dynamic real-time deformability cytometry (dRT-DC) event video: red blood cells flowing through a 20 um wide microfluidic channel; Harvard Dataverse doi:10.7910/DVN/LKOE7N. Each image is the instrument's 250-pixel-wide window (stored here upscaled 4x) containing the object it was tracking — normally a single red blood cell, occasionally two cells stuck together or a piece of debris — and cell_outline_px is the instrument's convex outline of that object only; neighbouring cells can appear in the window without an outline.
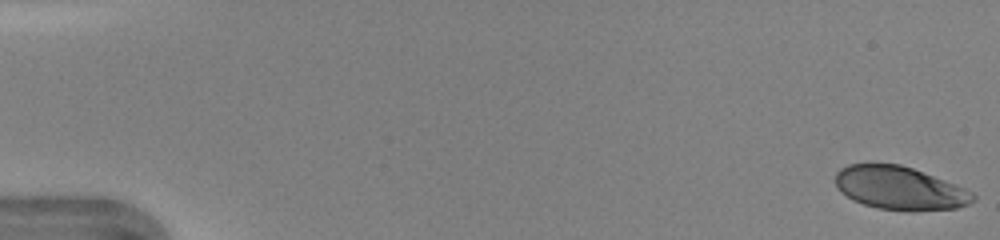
{"species": "human", "species_latin": "Homo sapiens", "temperature_condition": "warm", "stored_images_in_passage": 13, "camera_frame_rate_fps": 3000, "um_per_image_px": 0.085, "donor": {"sex": "female"}, "frame": {"image": 1, "passage_image": 1, "time_ms": 0.0, "image_size_px": [1000, 240], "cell_outline_px": [[976, 200], [968, 204], [956, 208], [912, 212], [908, 212], [876, 208], [852, 200], [840, 192], [836, 188], [836, 172], [840, 168], [848, 164], [900, 164], [912, 168], [964, 188], [972, 192], [976, 196]], "centroid_in_image_um": [76.46, 16.01], "position_along_channel_um": 8.5, "area_um2": 34.85}}